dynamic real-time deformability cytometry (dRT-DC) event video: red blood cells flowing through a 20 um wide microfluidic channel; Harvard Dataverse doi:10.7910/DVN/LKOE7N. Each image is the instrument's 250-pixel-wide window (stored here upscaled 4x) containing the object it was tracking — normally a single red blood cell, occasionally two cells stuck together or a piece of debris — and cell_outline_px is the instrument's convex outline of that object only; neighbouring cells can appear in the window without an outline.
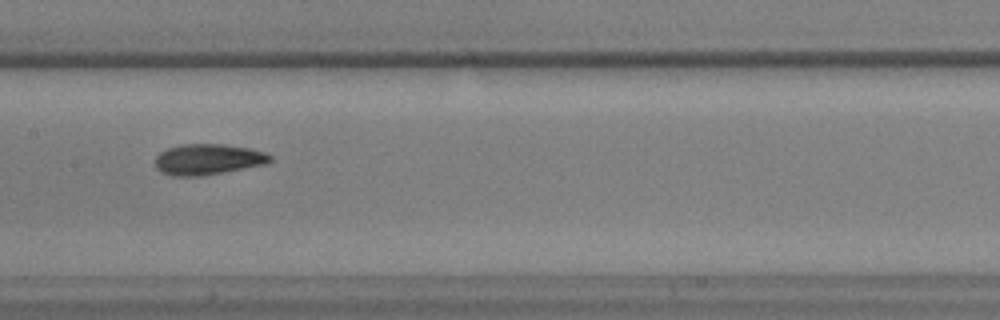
{"species": "common noctule bat (a hibernating species)", "species_latin": "Nyctalus noctula", "temperature_condition": "warm", "stored_images_in_passage": 31, "camera_frame_rate_fps": 3000, "um_per_image_px": 0.085, "animal": {"sex": "male", "body_mass_g": 17.9, "forearm_length_mm": 54.2}, "frame": {"image": 1, "passage_image": 13, "time_ms": 4.0, "image_size_px": [1000, 320], "cell_outline_px": [[272, 160], [264, 164], [244, 168], [200, 176], [172, 176], [160, 172], [156, 168], [156, 156], [160, 152], [168, 148], [180, 144], [220, 144], [248, 148], [264, 152], [272, 156]], "centroid_in_image_um": [17.63, 13.54], "position_along_channel_um": 189.8, "area_um2": 20.46}}
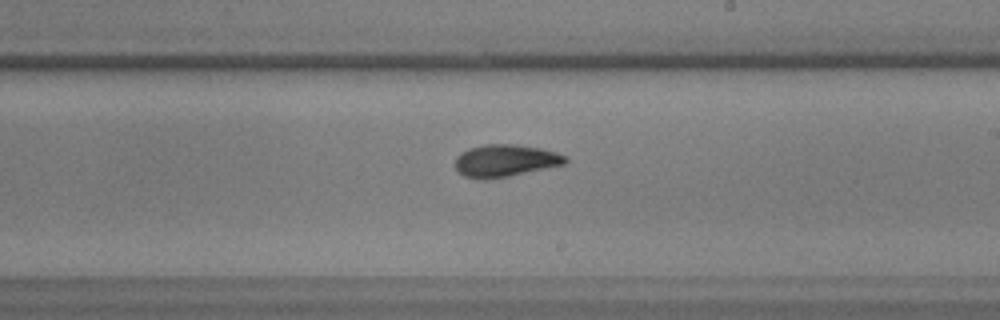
{"frame": {"image": 2, "passage_image": 17, "time_ms": 5.333, "image_size_px": [1000, 320], "cell_outline_px": [[568, 160], [564, 164], [508, 176], [484, 180], [464, 176], [456, 172], [456, 156], [460, 152], [468, 148], [484, 144], [516, 144], [540, 148], [556, 152], [564, 156]], "centroid_in_image_um": [42.89, 13.65], "position_along_channel_um": 246.1, "area_um2": 20.69}}
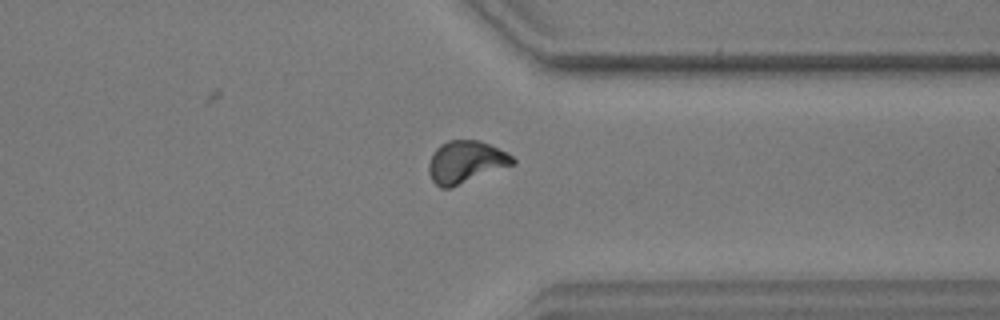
{"frame": {"image": 3, "passage_image": 26, "time_ms": 8.333, "image_size_px": [1000, 320], "cell_outline_px": [[516, 164], [448, 188], [440, 188], [432, 180], [428, 172], [428, 164], [432, 152], [440, 144], [448, 140], [480, 140], [508, 152], [516, 160]], "centroid_in_image_um": [39.59, 13.75], "position_along_channel_um": 371.8, "area_um2": 20.81}}